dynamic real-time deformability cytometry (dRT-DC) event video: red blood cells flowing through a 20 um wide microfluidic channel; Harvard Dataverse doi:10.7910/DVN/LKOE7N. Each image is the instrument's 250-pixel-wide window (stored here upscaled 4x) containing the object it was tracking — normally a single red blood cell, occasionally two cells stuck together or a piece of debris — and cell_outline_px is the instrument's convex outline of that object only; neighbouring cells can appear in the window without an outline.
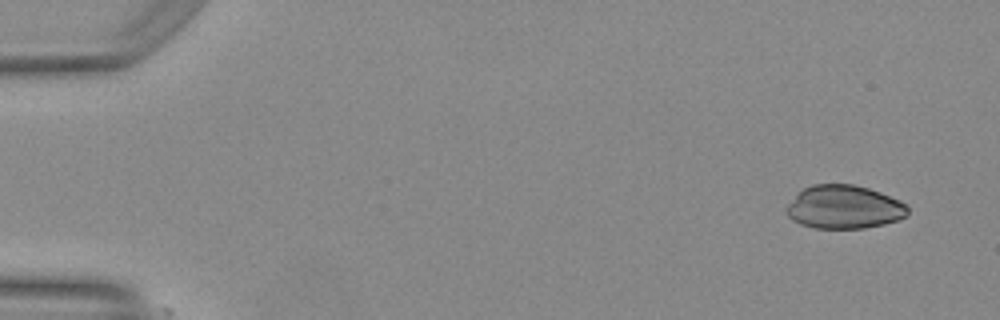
{"species": "Egyptian fruit bat (a non-hibernating species)", "species_latin": "Rousettus aegyptiacus", "temperature_condition": "warm", "stored_images_in_passage": 2, "camera_frame_rate_fps": 3000, "um_per_image_px": 0.085, "animal": {"sex": "female"}, "frame": {"image": 1, "passage_image": 1, "time_ms": 0.0, "image_size_px": [1000, 320], "cell_outline_px": [[908, 216], [884, 224], [864, 228], [812, 228], [800, 224], [792, 220], [788, 216], [788, 204], [804, 188], [812, 184], [852, 184], [868, 188], [880, 192], [900, 200], [908, 208]], "centroid_in_image_um": [71.77, 17.6], "position_along_channel_um": 13.2, "area_um2": 30.52}}